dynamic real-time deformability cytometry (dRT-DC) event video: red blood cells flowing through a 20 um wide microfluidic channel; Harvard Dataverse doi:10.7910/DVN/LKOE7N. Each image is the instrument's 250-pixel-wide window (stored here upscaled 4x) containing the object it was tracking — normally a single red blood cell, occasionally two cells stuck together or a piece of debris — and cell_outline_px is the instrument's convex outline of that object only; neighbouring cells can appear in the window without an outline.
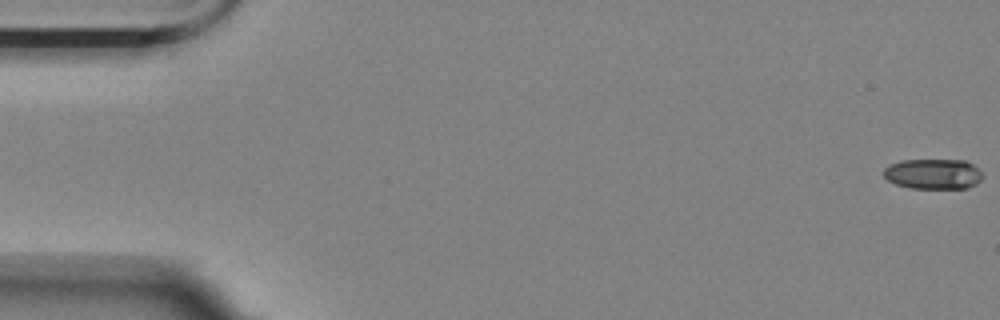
{"species": "Egyptian fruit bat (a non-hibernating species)", "species_latin": "Rousettus aegyptiacus", "temperature_condition": "room temperature", "stored_images_in_passage": 7, "camera_frame_rate_fps": 3000, "um_per_image_px": 0.085, "animal": {"sex": "female"}, "frame": {"image": 1, "passage_image": 1, "time_ms": 0.0, "image_size_px": [1000, 320], "cell_outline_px": [[984, 176], [976, 184], [968, 188], [912, 188], [896, 184], [888, 180], [884, 176], [884, 168], [888, 164], [900, 160], [964, 160], [972, 164], [984, 172]], "centroid_in_image_um": [79.34, 14.78], "position_along_channel_um": 5.7, "area_um2": 17.63}}